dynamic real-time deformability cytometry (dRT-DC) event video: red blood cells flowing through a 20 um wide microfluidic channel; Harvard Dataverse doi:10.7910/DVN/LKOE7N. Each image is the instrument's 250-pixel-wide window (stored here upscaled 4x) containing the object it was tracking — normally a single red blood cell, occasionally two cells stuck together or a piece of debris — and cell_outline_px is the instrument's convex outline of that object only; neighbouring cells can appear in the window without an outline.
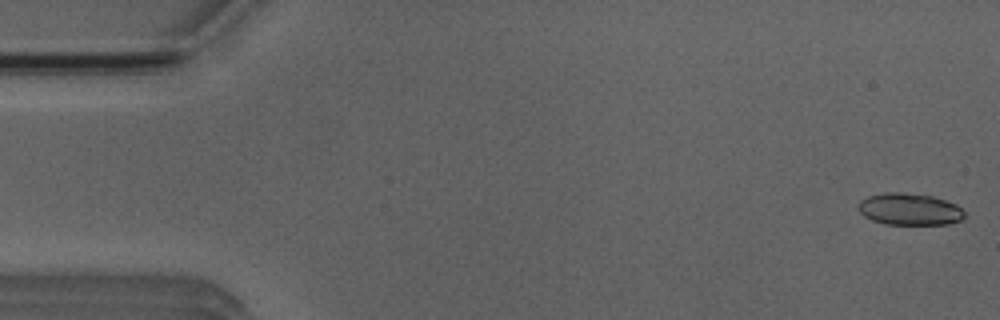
{"species": "Egyptian fruit bat (a non-hibernating species)", "species_latin": "Rousettus aegyptiacus", "temperature_condition": "room temperature", "stored_images_in_passage": 6, "camera_frame_rate_fps": 3000, "um_per_image_px": 0.085, "animal": {"sex": "male"}, "frame": {"image": 1, "passage_image": 1, "time_ms": 0.0, "image_size_px": [1000, 320], "cell_outline_px": [[964, 216], [960, 220], [948, 224], [884, 224], [872, 220], [864, 216], [856, 208], [856, 204], [860, 200], [868, 196], [888, 192], [900, 192], [932, 196], [956, 204], [964, 212]], "centroid_in_image_um": [77.26, 17.78], "position_along_channel_um": 7.7, "area_um2": 19.71}}